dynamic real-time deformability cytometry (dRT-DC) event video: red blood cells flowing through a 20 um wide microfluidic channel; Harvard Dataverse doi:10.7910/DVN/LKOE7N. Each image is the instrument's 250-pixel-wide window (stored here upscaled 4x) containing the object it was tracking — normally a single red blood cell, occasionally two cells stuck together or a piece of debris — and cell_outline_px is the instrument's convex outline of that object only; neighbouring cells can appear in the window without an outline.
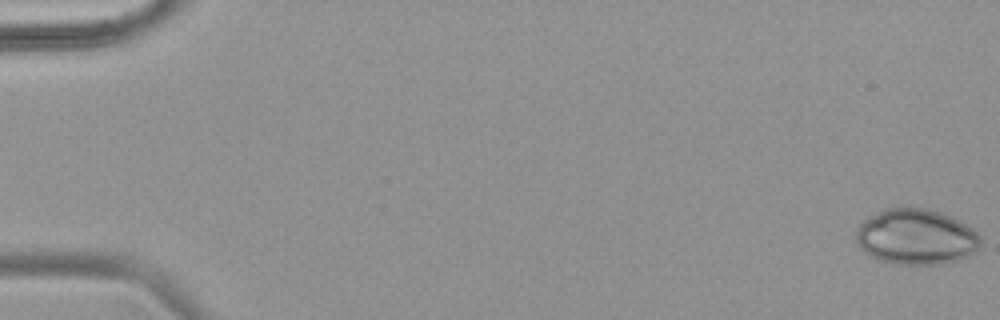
{"species": "common noctule bat (a hibernating species)", "species_latin": "Nyctalus noctula", "temperature_condition": "warm", "stored_images_in_passage": 54, "camera_frame_rate_fps": 3000, "um_per_image_px": 0.085, "animal": {"sex": "female", "body_mass_g": 18.4}, "frame": {"image": 1, "passage_image": 1, "time_ms": 0.0, "image_size_px": [1000, 320], "cell_outline_px": [[980, 248], [976, 252], [960, 260], [940, 264], [896, 264], [880, 260], [868, 256], [856, 244], [856, 232], [860, 224], [868, 216], [884, 208], [908, 204], [928, 208], [940, 212], [960, 220], [972, 228], [980, 236]], "centroid_in_image_um": [77.85, 20.1], "position_along_channel_um": 7.1, "area_um2": 41.38}}
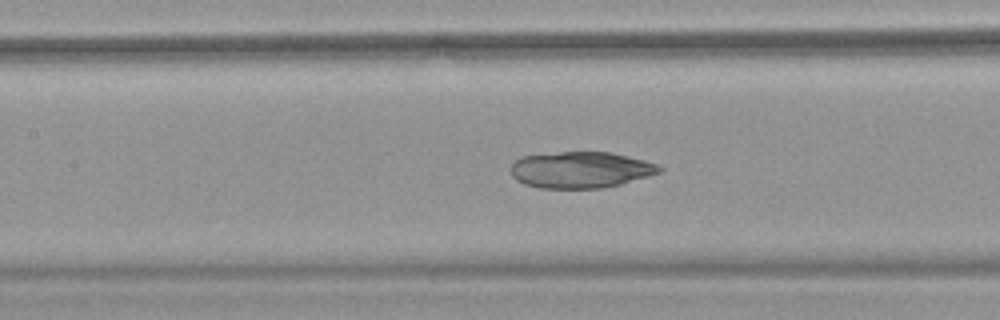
{"frame": {"image": 2, "passage_image": 26, "time_ms": 8.333, "image_size_px": [1000, 320], "cell_outline_px": [[664, 168], [660, 172], [648, 176], [620, 184], [604, 188], [540, 188], [524, 184], [516, 180], [512, 176], [508, 168], [520, 156], [560, 152], [608, 152], [644, 160], [656, 164]], "centroid_in_image_um": [49.3, 14.44], "position_along_channel_um": 158.1, "area_um2": 31.5}}
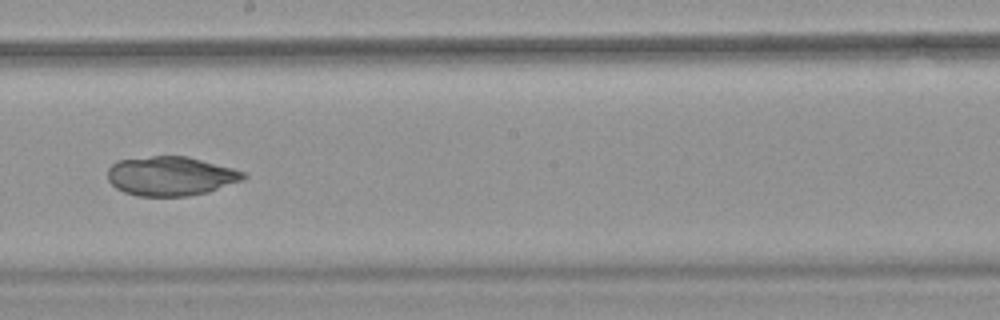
{"frame": {"image": 3, "passage_image": 32, "time_ms": 10.333, "image_size_px": [1000, 320], "cell_outline_px": [[248, 176], [244, 180], [208, 192], [188, 196], [136, 196], [124, 192], [116, 188], [108, 180], [108, 168], [116, 160], [152, 156], [188, 156], [232, 168], [244, 172]], "centroid_in_image_um": [14.51, 14.96], "position_along_channel_um": 233.7, "area_um2": 31.21}}